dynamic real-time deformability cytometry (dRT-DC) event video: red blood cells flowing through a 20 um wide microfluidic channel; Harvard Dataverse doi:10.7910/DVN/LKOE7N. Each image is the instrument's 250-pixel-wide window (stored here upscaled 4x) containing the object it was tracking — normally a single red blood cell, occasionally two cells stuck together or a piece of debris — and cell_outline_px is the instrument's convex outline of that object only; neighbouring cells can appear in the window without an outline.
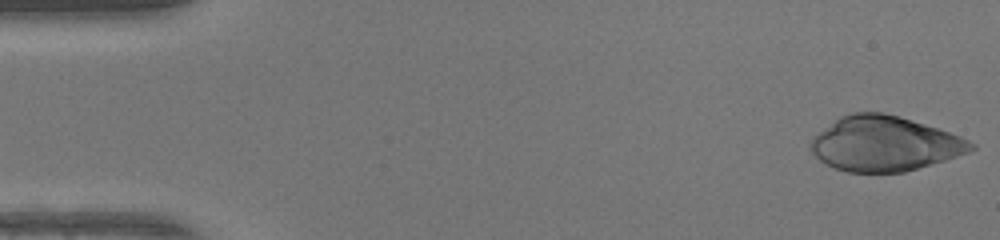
{"species": "human", "species_latin": "Homo sapiens", "temperature_condition": "warm", "stored_images_in_passage": 47, "camera_frame_rate_fps": 3000, "um_per_image_px": 0.085, "donor": {"sex": "female"}, "frame": {"image": 1, "passage_image": 1, "time_ms": 0.0, "image_size_px": [1000, 240], "cell_outline_px": [[976, 148], [968, 152], [944, 160], [904, 172], [848, 172], [836, 168], [820, 160], [808, 148], [808, 144], [820, 132], [840, 116], [852, 112], [884, 112], [900, 116], [960, 136], [976, 144]], "centroid_in_image_um": [75.18, 12.21], "position_along_channel_um": 9.8, "area_um2": 50.69}}
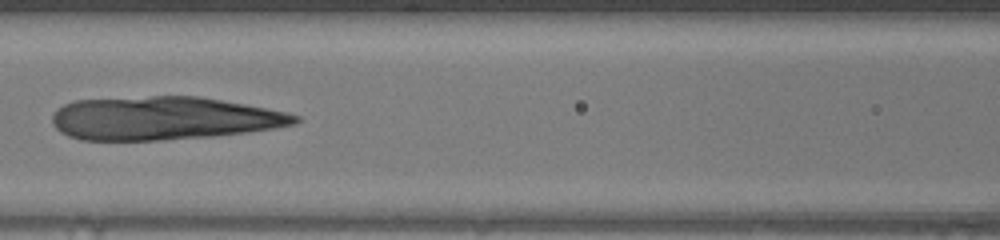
{"frame": {"image": 2, "passage_image": 21, "time_ms": 6.667, "image_size_px": [1000, 240], "cell_outline_px": [[300, 120], [296, 124], [276, 128], [248, 132], [212, 136], [168, 140], [80, 140], [68, 136], [60, 132], [52, 124], [52, 116], [56, 108], [72, 100], [152, 96], [200, 96], [244, 104], [284, 112], [300, 116]], "centroid_in_image_um": [13.86, 10.05], "position_along_channel_um": 152.7, "area_um2": 61.5}}
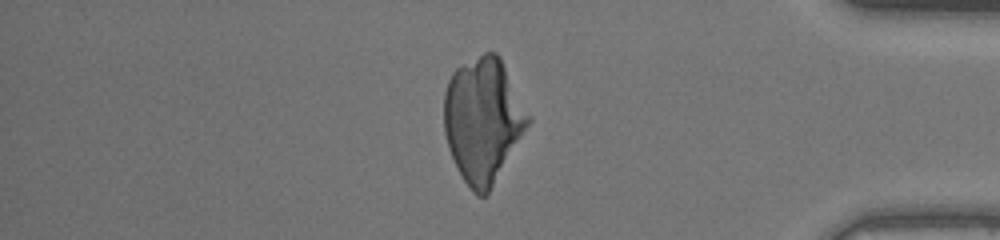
{"frame": {"image": 3, "passage_image": 40, "time_ms": 13.0, "image_size_px": [1000, 240], "cell_outline_px": [[532, 120], [488, 192], [484, 196], [476, 196], [472, 192], [464, 180], [448, 148], [444, 132], [444, 92], [448, 80], [452, 72], [456, 68], [484, 52], [496, 52], [500, 56], [532, 116]], "centroid_in_image_um": [41.07, 10.16], "position_along_channel_um": 394.1, "area_um2": 61.09}}